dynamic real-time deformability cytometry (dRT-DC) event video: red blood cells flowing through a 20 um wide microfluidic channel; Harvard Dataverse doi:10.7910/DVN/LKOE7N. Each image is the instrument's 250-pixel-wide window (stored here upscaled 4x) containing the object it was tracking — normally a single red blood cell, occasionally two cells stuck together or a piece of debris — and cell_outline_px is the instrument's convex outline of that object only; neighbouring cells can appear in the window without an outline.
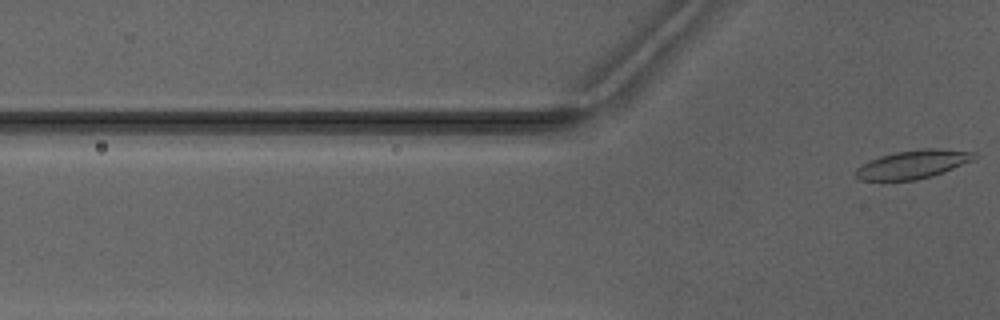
{"species": "Egyptian fruit bat (a non-hibernating species)", "species_latin": "Rousettus aegyptiacus", "temperature_condition": "warm", "stored_images_in_passage": 6, "camera_frame_rate_fps": 3000, "um_per_image_px": 0.085, "animal": {"sex": "male"}, "frame": {"image": 1, "passage_image": 6, "time_ms": 7.0, "image_size_px": [1000, 320], "cell_outline_px": [[980, 156], [972, 160], [932, 176], [916, 180], [860, 180], [856, 176], [856, 168], [880, 156], [896, 152], [928, 148], [932, 148], [976, 152]], "centroid_in_image_um": [77.63, 13.97], "position_along_channel_um": 48.2, "area_um2": 19.25}}